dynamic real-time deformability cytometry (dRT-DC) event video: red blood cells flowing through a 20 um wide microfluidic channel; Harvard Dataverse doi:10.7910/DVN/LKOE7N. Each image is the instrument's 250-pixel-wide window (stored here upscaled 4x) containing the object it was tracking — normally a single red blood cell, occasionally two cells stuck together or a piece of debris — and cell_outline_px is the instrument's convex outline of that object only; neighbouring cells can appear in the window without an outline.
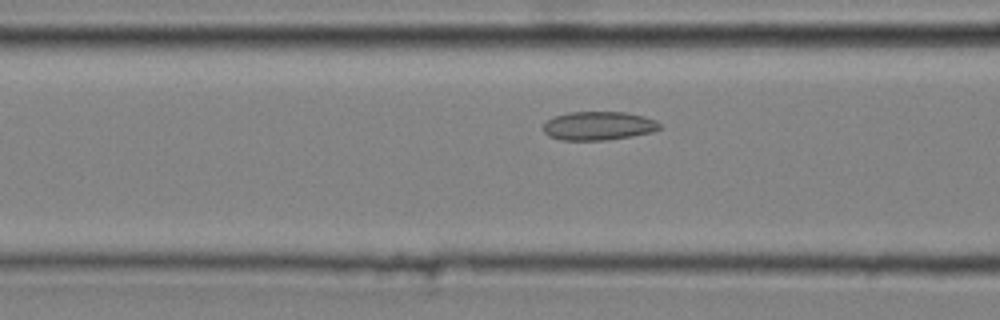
{"species": "common noctule bat (a hibernating species)", "species_latin": "Nyctalus noctula", "temperature_condition": "cold", "stored_images_in_passage": 37, "camera_frame_rate_fps": 3000, "um_per_image_px": 0.085, "animal": {"sex": "male", "body_mass_g": 20.4}, "frame": {"image": 1, "passage_image": 14, "time_ms": 4.333, "image_size_px": [1000, 320], "cell_outline_px": [[664, 128], [652, 132], [632, 136], [608, 140], [560, 140], [548, 136], [544, 132], [544, 124], [548, 120], [556, 116], [568, 112], [624, 112], [644, 116], [656, 120]], "centroid_in_image_um": [50.91, 10.7], "position_along_channel_um": 115.7, "area_um2": 19.54}}
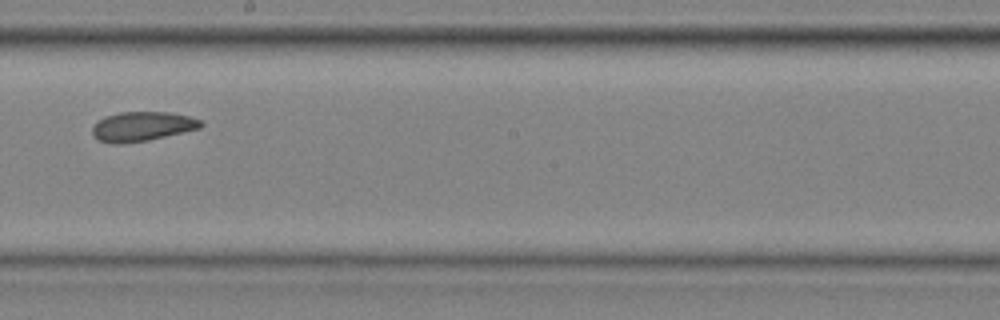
{"frame": {"image": 2, "passage_image": 23, "time_ms": 7.333, "image_size_px": [1000, 320], "cell_outline_px": [[204, 124], [200, 128], [148, 140], [120, 144], [112, 144], [100, 140], [92, 136], [92, 128], [104, 116], [120, 112], [168, 112], [188, 116], [200, 120]], "centroid_in_image_um": [12.07, 10.75], "position_along_channel_um": 236.1, "area_um2": 18.5}}
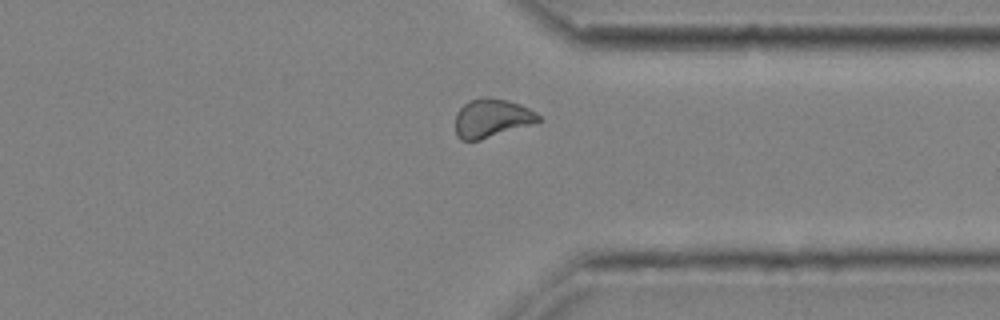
{"frame": {"image": 3, "passage_image": 33, "time_ms": 10.667, "image_size_px": [1000, 320], "cell_outline_px": [[544, 120], [536, 124], [480, 140], [460, 140], [456, 136], [456, 112], [468, 100], [508, 100], [520, 104], [536, 112]], "centroid_in_image_um": [41.85, 10.09], "position_along_channel_um": 369.5, "area_um2": 18.55}, "authors_computed_cell_mechanics": {"area_um2": 18.9006, "velocity_mm_per_s": 4.0215, "shape_relaxation_time_tau1_ms": null, "shape_relaxation_time_tau2_ms": 4.1807, "deformation_change_tau1": null, "deformation_change_tau2": 0.0813}}